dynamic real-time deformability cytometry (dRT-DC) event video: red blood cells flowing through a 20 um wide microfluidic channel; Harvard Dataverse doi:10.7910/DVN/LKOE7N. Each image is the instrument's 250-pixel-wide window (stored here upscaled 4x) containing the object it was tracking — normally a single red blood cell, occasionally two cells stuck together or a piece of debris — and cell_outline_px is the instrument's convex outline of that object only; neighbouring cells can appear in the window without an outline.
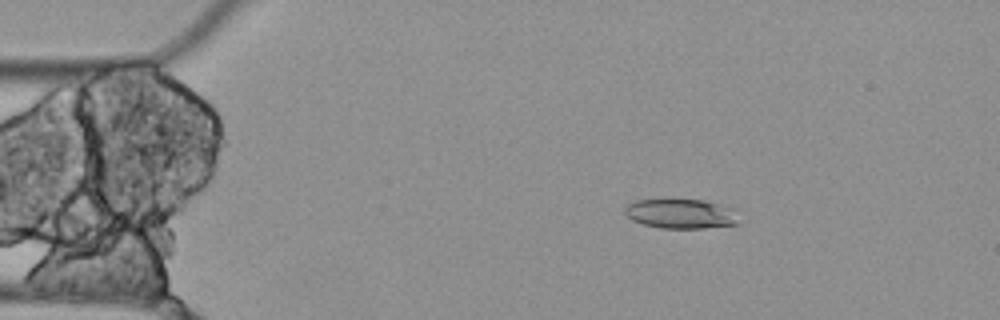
{"species": "Egyptian fruit bat (a non-hibernating species)", "species_latin": "Rousettus aegyptiacus", "temperature_condition": "cold", "stored_images_in_passage": 4, "camera_frame_rate_fps": 3000, "um_per_image_px": 0.085, "animal": {"sex": "female"}, "frame": {"image": 1, "passage_image": 2, "time_ms": 0.333, "image_size_px": [1000, 320], "cell_outline_px": [[740, 224], [704, 228], [660, 228], [640, 224], [632, 220], [624, 212], [624, 208], [628, 204], [636, 200], [704, 200], [732, 208]], "centroid_in_image_um": [57.85, 18.18], "position_along_channel_um": 27.1, "area_um2": 19.59}}